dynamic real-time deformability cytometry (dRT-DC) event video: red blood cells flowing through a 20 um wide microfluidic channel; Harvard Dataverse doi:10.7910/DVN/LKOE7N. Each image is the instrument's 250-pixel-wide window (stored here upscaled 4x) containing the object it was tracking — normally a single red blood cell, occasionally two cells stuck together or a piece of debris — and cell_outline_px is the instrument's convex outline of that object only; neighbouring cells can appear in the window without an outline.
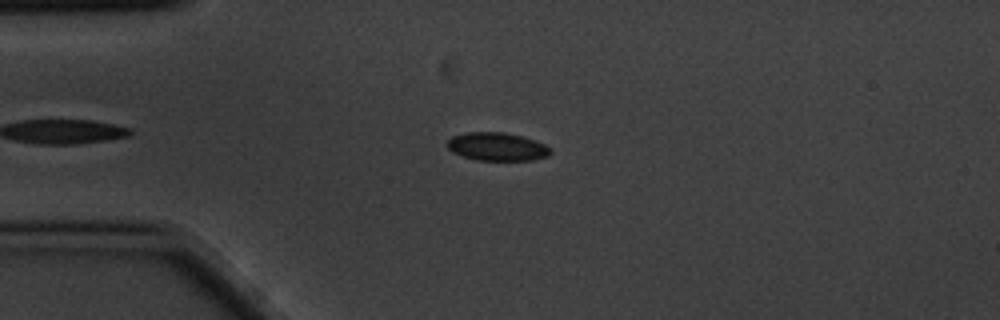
{"species": "common noctule bat (a hibernating species)", "species_latin": "Nyctalus noctula", "temperature_condition": "cold", "stored_images_in_passage": 3, "camera_frame_rate_fps": 3000, "um_per_image_px": 0.085, "animal": {"sex": "male", "body_mass_g": 20.1, "forearm_length_mm": 53.5}, "frame": {"image": 1, "passage_image": 2, "time_ms": 0.333, "image_size_px": [1000, 320], "cell_outline_px": [[552, 152], [548, 156], [532, 160], [476, 160], [452, 152], [444, 144], [452, 136], [464, 132], [504, 132], [520, 136], [544, 144]], "centroid_in_image_um": [42.19, 12.46], "position_along_channel_um": 42.8, "area_um2": 16.88}}